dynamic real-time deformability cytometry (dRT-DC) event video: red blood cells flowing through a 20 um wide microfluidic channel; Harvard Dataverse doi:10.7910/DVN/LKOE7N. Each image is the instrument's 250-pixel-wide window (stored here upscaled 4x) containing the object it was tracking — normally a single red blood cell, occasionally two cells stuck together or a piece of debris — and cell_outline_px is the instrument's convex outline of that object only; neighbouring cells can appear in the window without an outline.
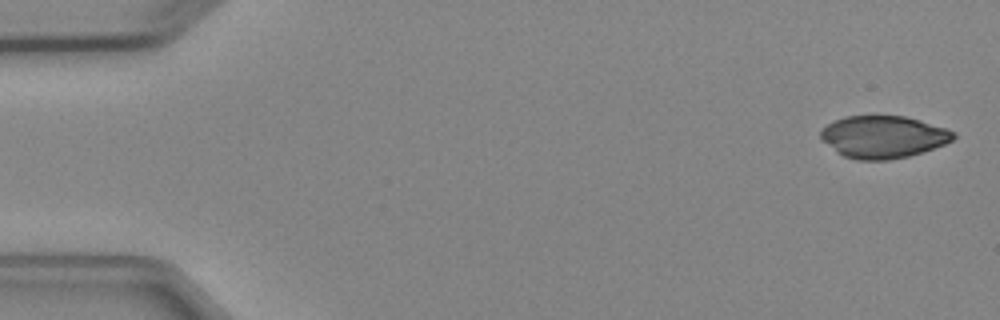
{"species": "Egyptian fruit bat (a non-hibernating species)", "species_latin": "Rousettus aegyptiacus", "temperature_condition": "cold", "stored_images_in_passage": 4, "camera_frame_rate_fps": 3000, "um_per_image_px": 0.085, "animal": {"sex": "female"}, "frame": {"image": 1, "passage_image": 1, "time_ms": 0.0, "image_size_px": [1000, 320], "cell_outline_px": [[956, 136], [952, 140], [944, 144], [908, 156], [888, 160], [856, 160], [844, 156], [836, 152], [820, 136], [820, 132], [828, 124], [844, 116], [904, 116], [920, 120], [956, 132]], "centroid_in_image_um": [75.07, 11.63], "position_along_channel_um": 9.9, "area_um2": 32.31}}